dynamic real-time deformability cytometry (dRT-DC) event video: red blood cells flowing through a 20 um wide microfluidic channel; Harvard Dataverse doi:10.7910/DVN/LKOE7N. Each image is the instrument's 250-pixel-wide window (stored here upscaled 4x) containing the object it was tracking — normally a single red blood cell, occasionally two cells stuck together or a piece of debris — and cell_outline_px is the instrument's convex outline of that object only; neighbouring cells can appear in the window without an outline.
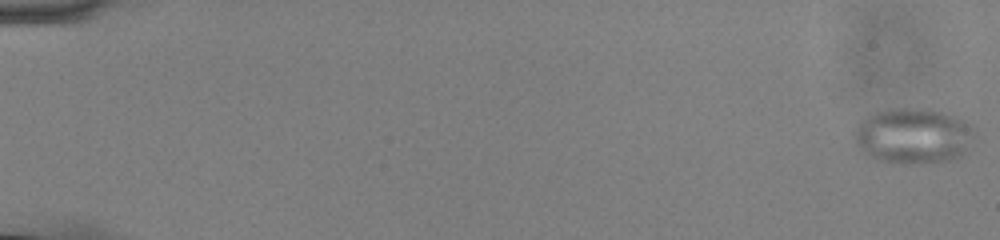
{"species": "common noctule bat (a hibernating species)", "species_latin": "Nyctalus noctula", "temperature_condition": "cold", "stored_images_in_passage": 57, "camera_frame_rate_fps": 3000, "um_per_image_px": 0.085, "animal": {"sex": "male", "body_mass_g": 13.0, "forearm_length_mm": 53.1}, "frame": {"image": 1, "passage_image": 1, "time_ms": 0.0, "image_size_px": [1000, 240], "cell_outline_px": [[972, 136], [964, 152], [960, 156], [948, 160], [904, 164], [900, 164], [876, 160], [864, 152], [856, 144], [852, 132], [868, 116], [876, 112], [888, 108], [928, 108], [944, 112], [956, 116], [964, 120], [972, 128]], "centroid_in_image_um": [77.58, 11.53], "position_along_channel_um": 7.4, "area_um2": 38.61}}
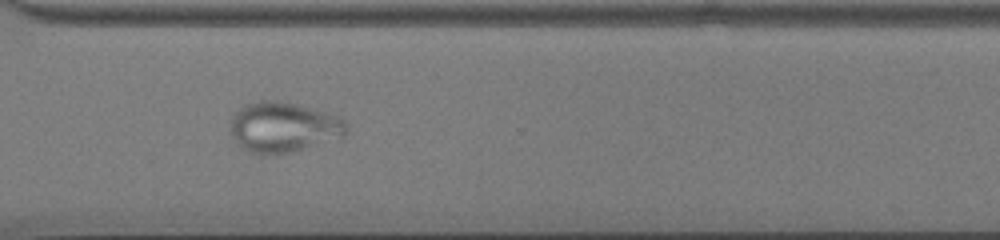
{"frame": {"image": 2, "passage_image": 43, "time_ms": 14.0, "image_size_px": [1000, 240], "cell_outline_px": [[348, 132], [344, 136], [288, 152], [268, 156], [252, 152], [236, 144], [232, 136], [232, 120], [236, 112], [244, 104], [260, 100], [276, 100], [296, 104], [324, 112], [336, 116], [344, 120], [348, 124]], "centroid_in_image_um": [24.08, 10.8], "position_along_channel_um": 346.5, "area_um2": 33.58}}
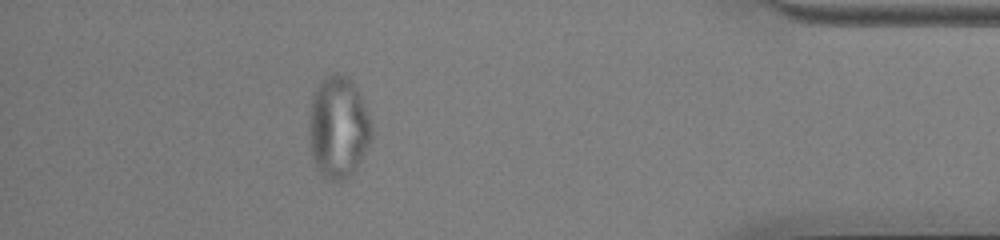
{"frame": {"image": 3, "passage_image": 51, "time_ms": 16.667, "image_size_px": [1000, 240], "cell_outline_px": [[372, 136], [352, 176], [340, 184], [328, 180], [316, 168], [312, 160], [308, 140], [308, 116], [312, 92], [320, 80], [324, 76], [332, 72], [336, 72], [348, 76], [360, 96], [372, 124]], "centroid_in_image_um": [28.69, 10.84], "position_along_channel_um": 406.5, "area_um2": 38.09}}